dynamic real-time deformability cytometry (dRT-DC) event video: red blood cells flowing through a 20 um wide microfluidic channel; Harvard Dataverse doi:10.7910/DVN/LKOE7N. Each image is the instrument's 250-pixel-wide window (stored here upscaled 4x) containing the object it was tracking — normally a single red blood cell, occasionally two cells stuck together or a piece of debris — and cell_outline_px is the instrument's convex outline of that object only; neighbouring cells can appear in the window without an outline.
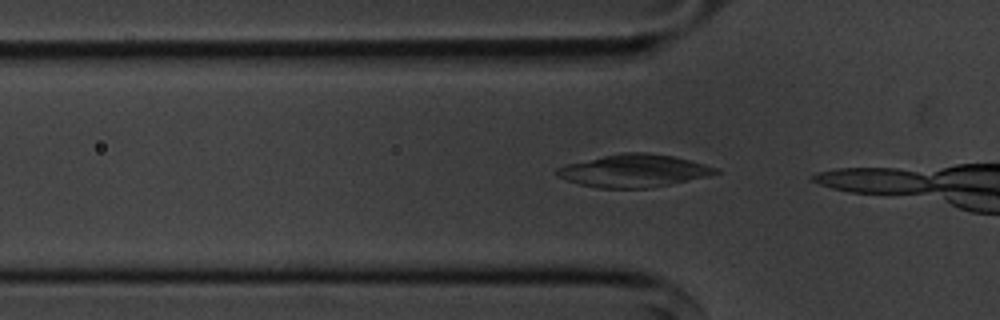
{"species": "common noctule bat (a hibernating species)", "species_latin": "Nyctalus noctula", "temperature_condition": "cold", "stored_images_in_passage": 4, "camera_frame_rate_fps": 3000, "um_per_image_px": 0.085, "animal": {"sex": "male", "body_mass_g": 20.1, "forearm_length_mm": 53.5}, "frame": {"image": 1, "passage_image": 2, "time_ms": 0.333, "image_size_px": [1000, 320], "cell_outline_px": [[720, 172], [708, 176], [648, 188], [596, 188], [580, 184], [556, 176], [552, 172], [556, 168], [568, 164], [620, 152], [648, 152], [672, 156], [720, 168]], "centroid_in_image_um": [53.85, 14.51], "position_along_channel_um": 72.0, "area_um2": 30.06}}